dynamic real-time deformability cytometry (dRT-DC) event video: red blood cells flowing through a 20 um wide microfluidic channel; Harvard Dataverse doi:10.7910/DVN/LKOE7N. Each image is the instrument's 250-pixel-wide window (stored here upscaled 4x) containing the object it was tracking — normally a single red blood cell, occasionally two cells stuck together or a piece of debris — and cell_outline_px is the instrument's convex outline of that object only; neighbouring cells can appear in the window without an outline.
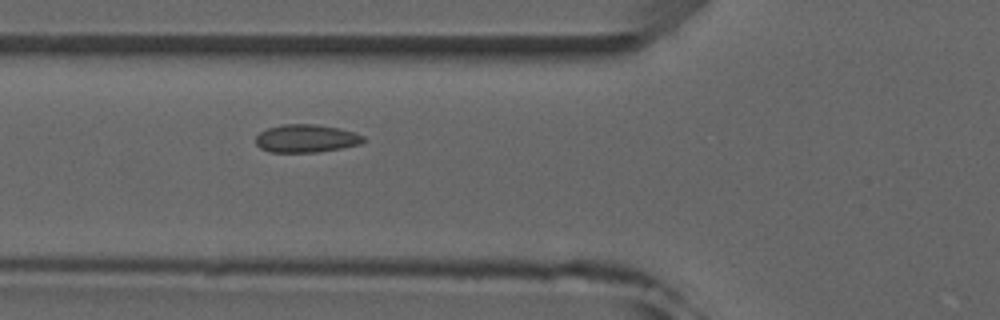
{"species": "common noctule bat (a hibernating species)", "species_latin": "Nyctalus noctula", "temperature_condition": "room temperature", "stored_images_in_passage": 3, "camera_frame_rate_fps": 3000, "um_per_image_px": 0.085, "animal": {"sex": "male", "forearm_length_mm": 52.5}, "frame": {"image": 1, "passage_image": 3, "time_ms": 2.0, "image_size_px": [1000, 320], "cell_outline_px": [[364, 140], [360, 144], [340, 148], [316, 152], [268, 152], [260, 148], [256, 144], [256, 136], [260, 132], [268, 128], [280, 124], [316, 124], [340, 128], [356, 132], [364, 136]], "centroid_in_image_um": [26.01, 11.76], "position_along_channel_um": 99.8, "area_um2": 17.63}}